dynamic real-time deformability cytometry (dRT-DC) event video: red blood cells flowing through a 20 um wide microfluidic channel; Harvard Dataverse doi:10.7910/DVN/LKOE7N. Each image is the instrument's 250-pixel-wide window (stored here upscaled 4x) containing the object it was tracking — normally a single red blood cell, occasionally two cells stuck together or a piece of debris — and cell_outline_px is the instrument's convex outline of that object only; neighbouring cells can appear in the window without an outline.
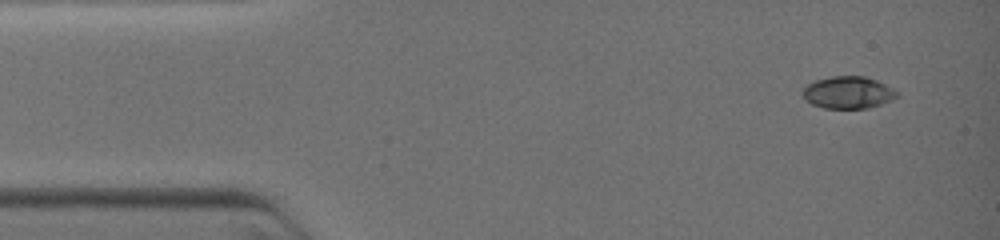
{"species": "common noctule bat (a hibernating species)", "species_latin": "Nyctalus noctula", "temperature_condition": "warm", "stored_images_in_passage": 5, "camera_frame_rate_fps": 3000, "um_per_image_px": 0.085, "animal": {"sex": "female", "body_mass_g": 19.0, "forearm_length_mm": 51.5}, "frame": {"image": 1, "passage_image": 1, "time_ms": 0.0, "image_size_px": [1000, 240], "cell_outline_px": [[900, 96], [892, 100], [868, 108], [824, 108], [812, 104], [804, 100], [800, 92], [808, 84], [816, 80], [832, 76], [864, 76], [876, 80], [900, 92]], "centroid_in_image_um": [72.08, 7.86], "position_along_channel_um": 12.9, "area_um2": 17.8}}
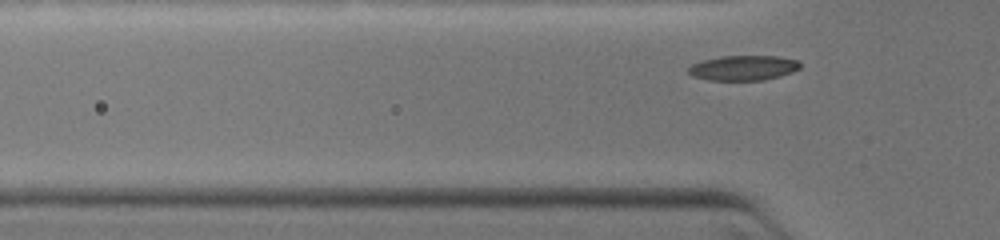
{"frame": {"image": 2, "passage_image": 5, "time_ms": 4.333, "image_size_px": [1000, 240], "cell_outline_px": [[800, 68], [792, 72], [780, 76], [764, 80], [708, 80], [692, 76], [688, 72], [688, 68], [692, 64], [700, 60], [720, 56], [776, 56], [796, 60], [800, 64]], "centroid_in_image_um": [63.14, 5.77], "position_along_channel_um": 62.7, "area_um2": 16.3}}